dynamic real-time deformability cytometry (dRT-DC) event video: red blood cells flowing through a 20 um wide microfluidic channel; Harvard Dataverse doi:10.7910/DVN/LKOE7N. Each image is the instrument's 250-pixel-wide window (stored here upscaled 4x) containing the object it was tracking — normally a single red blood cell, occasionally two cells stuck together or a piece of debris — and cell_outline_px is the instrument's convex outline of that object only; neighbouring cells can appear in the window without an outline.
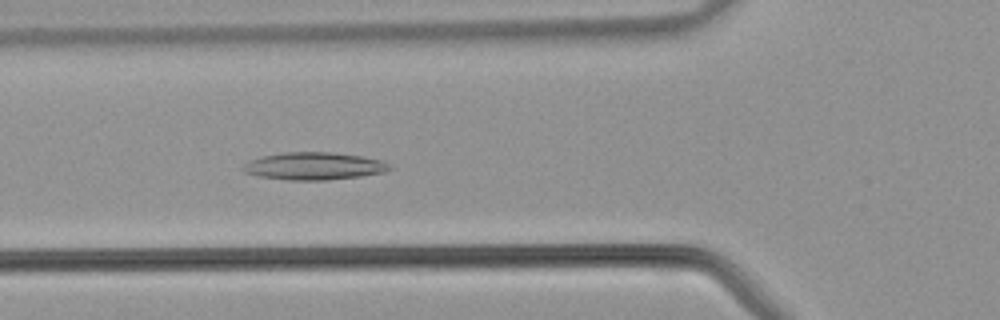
{"species": "common noctule bat (a hibernating species)", "species_latin": "Nyctalus noctula", "temperature_condition": "warm", "stored_images_in_passage": 42, "camera_frame_rate_fps": 3000, "um_per_image_px": 0.085, "animal": {"sex": "male", "body_mass_g": 21.5, "forearm_length_mm": 52.0}, "frame": {"image": 1, "passage_image": 15, "time_ms": 4.667, "image_size_px": [1000, 320], "cell_outline_px": [[392, 168], [384, 172], [360, 176], [328, 180], [288, 180], [260, 176], [244, 172], [240, 168], [244, 164], [252, 160], [264, 156], [284, 152], [328, 152], [360, 156], [380, 160], [392, 164]], "centroid_in_image_um": [26.7, 14.12], "position_along_channel_um": 99.1, "area_um2": 23.29}}
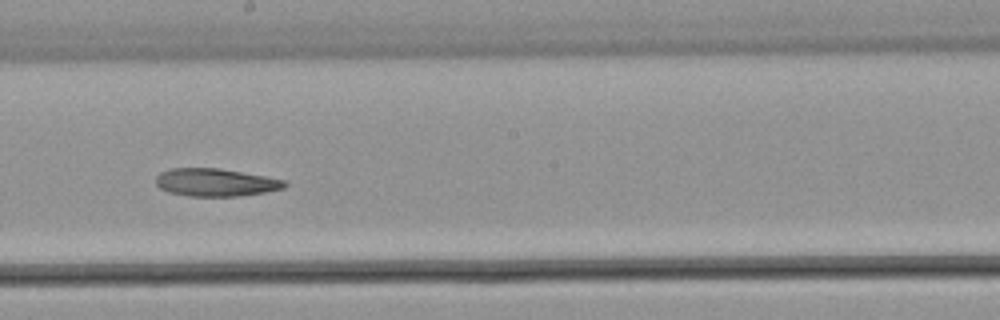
{"frame": {"image": 2, "passage_image": 23, "time_ms": 7.333, "image_size_px": [1000, 320], "cell_outline_px": [[288, 184], [284, 188], [264, 192], [236, 196], [188, 196], [168, 192], [160, 188], [156, 184], [156, 176], [160, 172], [168, 168], [220, 168], [288, 180]], "centroid_in_image_um": [18.32, 15.49], "position_along_channel_um": 229.9, "area_um2": 20.98}}
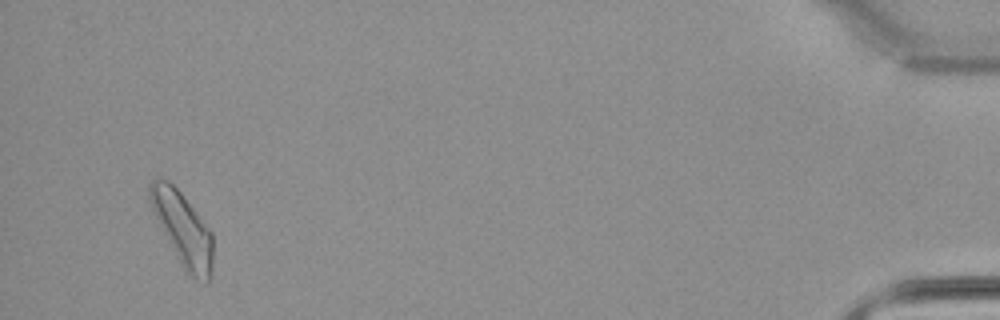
{"frame": {"image": 3, "passage_image": 40, "time_ms": 13.0, "image_size_px": [1000, 320], "cell_outline_px": [[212, 276], [208, 284], [192, 276], [180, 264], [152, 212], [148, 200], [148, 184], [152, 180], [168, 180], [180, 192], [212, 232]], "centroid_in_image_um": [15.51, 19.47], "position_along_channel_um": 419.7, "area_um2": 26.76}}